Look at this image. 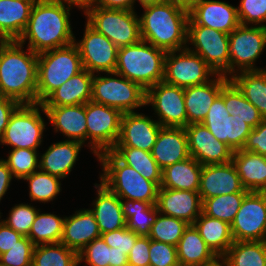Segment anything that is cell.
<instances>
[{"mask_svg": "<svg viewBox=\"0 0 266 266\" xmlns=\"http://www.w3.org/2000/svg\"><path fill=\"white\" fill-rule=\"evenodd\" d=\"M70 10L54 0H36L23 34L17 40L40 54L75 42L70 24Z\"/></svg>", "mask_w": 266, "mask_h": 266, "instance_id": "1", "label": "cell"}, {"mask_svg": "<svg viewBox=\"0 0 266 266\" xmlns=\"http://www.w3.org/2000/svg\"><path fill=\"white\" fill-rule=\"evenodd\" d=\"M17 40L0 41V94L19 104L37 103L38 54Z\"/></svg>", "mask_w": 266, "mask_h": 266, "instance_id": "2", "label": "cell"}, {"mask_svg": "<svg viewBox=\"0 0 266 266\" xmlns=\"http://www.w3.org/2000/svg\"><path fill=\"white\" fill-rule=\"evenodd\" d=\"M141 39L162 50L187 48L189 12L167 1L143 8Z\"/></svg>", "mask_w": 266, "mask_h": 266, "instance_id": "3", "label": "cell"}, {"mask_svg": "<svg viewBox=\"0 0 266 266\" xmlns=\"http://www.w3.org/2000/svg\"><path fill=\"white\" fill-rule=\"evenodd\" d=\"M166 51L139 42L118 48L115 72L148 90L163 81Z\"/></svg>", "mask_w": 266, "mask_h": 266, "instance_id": "4", "label": "cell"}, {"mask_svg": "<svg viewBox=\"0 0 266 266\" xmlns=\"http://www.w3.org/2000/svg\"><path fill=\"white\" fill-rule=\"evenodd\" d=\"M102 165L100 182L120 199L156 204L159 187L145 179L134 168L123 163L112 151L97 156Z\"/></svg>", "mask_w": 266, "mask_h": 266, "instance_id": "5", "label": "cell"}, {"mask_svg": "<svg viewBox=\"0 0 266 266\" xmlns=\"http://www.w3.org/2000/svg\"><path fill=\"white\" fill-rule=\"evenodd\" d=\"M83 69L75 43L38 54L37 103Z\"/></svg>", "mask_w": 266, "mask_h": 266, "instance_id": "6", "label": "cell"}, {"mask_svg": "<svg viewBox=\"0 0 266 266\" xmlns=\"http://www.w3.org/2000/svg\"><path fill=\"white\" fill-rule=\"evenodd\" d=\"M105 74L106 76L101 74L93 76L92 101L117 108L122 113L135 112V109L146 106V90L139 84L116 72H105Z\"/></svg>", "mask_w": 266, "mask_h": 266, "instance_id": "7", "label": "cell"}, {"mask_svg": "<svg viewBox=\"0 0 266 266\" xmlns=\"http://www.w3.org/2000/svg\"><path fill=\"white\" fill-rule=\"evenodd\" d=\"M40 111L45 112L40 103L20 104L9 118L4 134L0 138L1 145H9L12 149L38 150L46 129Z\"/></svg>", "mask_w": 266, "mask_h": 266, "instance_id": "8", "label": "cell"}, {"mask_svg": "<svg viewBox=\"0 0 266 266\" xmlns=\"http://www.w3.org/2000/svg\"><path fill=\"white\" fill-rule=\"evenodd\" d=\"M86 22L118 48L141 40L139 16L135 11L93 7Z\"/></svg>", "mask_w": 266, "mask_h": 266, "instance_id": "9", "label": "cell"}, {"mask_svg": "<svg viewBox=\"0 0 266 266\" xmlns=\"http://www.w3.org/2000/svg\"><path fill=\"white\" fill-rule=\"evenodd\" d=\"M88 146L95 156L111 151L120 136L122 112L92 100L85 104Z\"/></svg>", "mask_w": 266, "mask_h": 266, "instance_id": "10", "label": "cell"}, {"mask_svg": "<svg viewBox=\"0 0 266 266\" xmlns=\"http://www.w3.org/2000/svg\"><path fill=\"white\" fill-rule=\"evenodd\" d=\"M266 47V27L239 25L229 34V78L242 71H259L255 63Z\"/></svg>", "mask_w": 266, "mask_h": 266, "instance_id": "11", "label": "cell"}, {"mask_svg": "<svg viewBox=\"0 0 266 266\" xmlns=\"http://www.w3.org/2000/svg\"><path fill=\"white\" fill-rule=\"evenodd\" d=\"M187 48L201 56L216 72L229 78V34L197 25L190 17L188 20Z\"/></svg>", "mask_w": 266, "mask_h": 266, "instance_id": "12", "label": "cell"}, {"mask_svg": "<svg viewBox=\"0 0 266 266\" xmlns=\"http://www.w3.org/2000/svg\"><path fill=\"white\" fill-rule=\"evenodd\" d=\"M216 75L201 56L188 48L166 53L163 82L167 84L187 88L205 84Z\"/></svg>", "mask_w": 266, "mask_h": 266, "instance_id": "13", "label": "cell"}, {"mask_svg": "<svg viewBox=\"0 0 266 266\" xmlns=\"http://www.w3.org/2000/svg\"><path fill=\"white\" fill-rule=\"evenodd\" d=\"M234 241H266V192H249L231 224Z\"/></svg>", "mask_w": 266, "mask_h": 266, "instance_id": "14", "label": "cell"}, {"mask_svg": "<svg viewBox=\"0 0 266 266\" xmlns=\"http://www.w3.org/2000/svg\"><path fill=\"white\" fill-rule=\"evenodd\" d=\"M147 105L152 106L162 127L187 126L184 88L158 82L146 91Z\"/></svg>", "mask_w": 266, "mask_h": 266, "instance_id": "15", "label": "cell"}, {"mask_svg": "<svg viewBox=\"0 0 266 266\" xmlns=\"http://www.w3.org/2000/svg\"><path fill=\"white\" fill-rule=\"evenodd\" d=\"M83 35L80 41L74 42L79 49L83 68L93 74L115 72L118 47L87 22Z\"/></svg>", "mask_w": 266, "mask_h": 266, "instance_id": "16", "label": "cell"}, {"mask_svg": "<svg viewBox=\"0 0 266 266\" xmlns=\"http://www.w3.org/2000/svg\"><path fill=\"white\" fill-rule=\"evenodd\" d=\"M202 124L216 139L227 144L233 151L242 150L253 129L246 122L233 119L220 94L213 101Z\"/></svg>", "mask_w": 266, "mask_h": 266, "instance_id": "17", "label": "cell"}, {"mask_svg": "<svg viewBox=\"0 0 266 266\" xmlns=\"http://www.w3.org/2000/svg\"><path fill=\"white\" fill-rule=\"evenodd\" d=\"M190 156L201 165L225 164L232 161L233 150L216 139L202 123L185 127Z\"/></svg>", "mask_w": 266, "mask_h": 266, "instance_id": "18", "label": "cell"}, {"mask_svg": "<svg viewBox=\"0 0 266 266\" xmlns=\"http://www.w3.org/2000/svg\"><path fill=\"white\" fill-rule=\"evenodd\" d=\"M161 127L157 120L143 113H123L120 136L115 147H132L151 152Z\"/></svg>", "mask_w": 266, "mask_h": 266, "instance_id": "19", "label": "cell"}, {"mask_svg": "<svg viewBox=\"0 0 266 266\" xmlns=\"http://www.w3.org/2000/svg\"><path fill=\"white\" fill-rule=\"evenodd\" d=\"M198 192L203 201L220 195L249 191L243 187L237 169L231 161L225 164L203 165Z\"/></svg>", "mask_w": 266, "mask_h": 266, "instance_id": "20", "label": "cell"}, {"mask_svg": "<svg viewBox=\"0 0 266 266\" xmlns=\"http://www.w3.org/2000/svg\"><path fill=\"white\" fill-rule=\"evenodd\" d=\"M156 207L159 213L182 219L188 224L202 213V201L199 192L159 187Z\"/></svg>", "mask_w": 266, "mask_h": 266, "instance_id": "21", "label": "cell"}, {"mask_svg": "<svg viewBox=\"0 0 266 266\" xmlns=\"http://www.w3.org/2000/svg\"><path fill=\"white\" fill-rule=\"evenodd\" d=\"M189 17L197 24L230 34L239 25L237 7L219 0H201Z\"/></svg>", "mask_w": 266, "mask_h": 266, "instance_id": "22", "label": "cell"}, {"mask_svg": "<svg viewBox=\"0 0 266 266\" xmlns=\"http://www.w3.org/2000/svg\"><path fill=\"white\" fill-rule=\"evenodd\" d=\"M229 80V78L217 74L205 84L184 88L187 125L203 122L213 101Z\"/></svg>", "mask_w": 266, "mask_h": 266, "instance_id": "23", "label": "cell"}, {"mask_svg": "<svg viewBox=\"0 0 266 266\" xmlns=\"http://www.w3.org/2000/svg\"><path fill=\"white\" fill-rule=\"evenodd\" d=\"M151 154L161 170L189 158L190 153L185 128L161 127Z\"/></svg>", "mask_w": 266, "mask_h": 266, "instance_id": "24", "label": "cell"}, {"mask_svg": "<svg viewBox=\"0 0 266 266\" xmlns=\"http://www.w3.org/2000/svg\"><path fill=\"white\" fill-rule=\"evenodd\" d=\"M45 116L54 126V132H60L66 140L86 144L87 126L85 104L73 106L44 107Z\"/></svg>", "mask_w": 266, "mask_h": 266, "instance_id": "25", "label": "cell"}, {"mask_svg": "<svg viewBox=\"0 0 266 266\" xmlns=\"http://www.w3.org/2000/svg\"><path fill=\"white\" fill-rule=\"evenodd\" d=\"M96 219L90 209H80L65 216L60 243L79 253L87 244L100 237Z\"/></svg>", "mask_w": 266, "mask_h": 266, "instance_id": "26", "label": "cell"}, {"mask_svg": "<svg viewBox=\"0 0 266 266\" xmlns=\"http://www.w3.org/2000/svg\"><path fill=\"white\" fill-rule=\"evenodd\" d=\"M97 197L93 200V208H89L97 221L101 234L124 228L126 220L121 199L110 191L103 183L94 184Z\"/></svg>", "mask_w": 266, "mask_h": 266, "instance_id": "27", "label": "cell"}, {"mask_svg": "<svg viewBox=\"0 0 266 266\" xmlns=\"http://www.w3.org/2000/svg\"><path fill=\"white\" fill-rule=\"evenodd\" d=\"M83 145L70 140L53 143L40 155L39 169L61 179L66 178L78 161Z\"/></svg>", "mask_w": 266, "mask_h": 266, "instance_id": "28", "label": "cell"}, {"mask_svg": "<svg viewBox=\"0 0 266 266\" xmlns=\"http://www.w3.org/2000/svg\"><path fill=\"white\" fill-rule=\"evenodd\" d=\"M93 76V73L83 69L54 90L41 103L42 106L59 107L86 104L91 100Z\"/></svg>", "mask_w": 266, "mask_h": 266, "instance_id": "29", "label": "cell"}, {"mask_svg": "<svg viewBox=\"0 0 266 266\" xmlns=\"http://www.w3.org/2000/svg\"><path fill=\"white\" fill-rule=\"evenodd\" d=\"M176 248L180 266H212L220 260L193 224L185 229Z\"/></svg>", "mask_w": 266, "mask_h": 266, "instance_id": "30", "label": "cell"}, {"mask_svg": "<svg viewBox=\"0 0 266 266\" xmlns=\"http://www.w3.org/2000/svg\"><path fill=\"white\" fill-rule=\"evenodd\" d=\"M36 0H0V41L18 40Z\"/></svg>", "mask_w": 266, "mask_h": 266, "instance_id": "31", "label": "cell"}, {"mask_svg": "<svg viewBox=\"0 0 266 266\" xmlns=\"http://www.w3.org/2000/svg\"><path fill=\"white\" fill-rule=\"evenodd\" d=\"M232 162L247 191L266 192V156L245 150H236L233 151Z\"/></svg>", "mask_w": 266, "mask_h": 266, "instance_id": "32", "label": "cell"}, {"mask_svg": "<svg viewBox=\"0 0 266 266\" xmlns=\"http://www.w3.org/2000/svg\"><path fill=\"white\" fill-rule=\"evenodd\" d=\"M202 167L191 156L167 166L162 170L160 187L198 192Z\"/></svg>", "mask_w": 266, "mask_h": 266, "instance_id": "33", "label": "cell"}, {"mask_svg": "<svg viewBox=\"0 0 266 266\" xmlns=\"http://www.w3.org/2000/svg\"><path fill=\"white\" fill-rule=\"evenodd\" d=\"M193 225L198 230L200 236L212 251L221 258L234 243L231 225L205 215L203 212L194 221Z\"/></svg>", "mask_w": 266, "mask_h": 266, "instance_id": "34", "label": "cell"}, {"mask_svg": "<svg viewBox=\"0 0 266 266\" xmlns=\"http://www.w3.org/2000/svg\"><path fill=\"white\" fill-rule=\"evenodd\" d=\"M220 95L224 99L226 110L234 120L244 121L254 129L264 119L231 80L222 87Z\"/></svg>", "mask_w": 266, "mask_h": 266, "instance_id": "35", "label": "cell"}, {"mask_svg": "<svg viewBox=\"0 0 266 266\" xmlns=\"http://www.w3.org/2000/svg\"><path fill=\"white\" fill-rule=\"evenodd\" d=\"M266 119V69L242 71L229 78Z\"/></svg>", "mask_w": 266, "mask_h": 266, "instance_id": "36", "label": "cell"}, {"mask_svg": "<svg viewBox=\"0 0 266 266\" xmlns=\"http://www.w3.org/2000/svg\"><path fill=\"white\" fill-rule=\"evenodd\" d=\"M220 259L226 266H266V241H234Z\"/></svg>", "mask_w": 266, "mask_h": 266, "instance_id": "37", "label": "cell"}, {"mask_svg": "<svg viewBox=\"0 0 266 266\" xmlns=\"http://www.w3.org/2000/svg\"><path fill=\"white\" fill-rule=\"evenodd\" d=\"M126 227L139 236H148L159 211L156 204L139 200L121 199Z\"/></svg>", "mask_w": 266, "mask_h": 266, "instance_id": "38", "label": "cell"}, {"mask_svg": "<svg viewBox=\"0 0 266 266\" xmlns=\"http://www.w3.org/2000/svg\"><path fill=\"white\" fill-rule=\"evenodd\" d=\"M111 151L145 179L153 181L158 187L161 186L162 170L152 157L151 152L132 147H114Z\"/></svg>", "mask_w": 266, "mask_h": 266, "instance_id": "39", "label": "cell"}, {"mask_svg": "<svg viewBox=\"0 0 266 266\" xmlns=\"http://www.w3.org/2000/svg\"><path fill=\"white\" fill-rule=\"evenodd\" d=\"M64 219L65 217L62 218L51 213H41L38 210L27 237L35 246L60 243L63 234Z\"/></svg>", "mask_w": 266, "mask_h": 266, "instance_id": "40", "label": "cell"}, {"mask_svg": "<svg viewBox=\"0 0 266 266\" xmlns=\"http://www.w3.org/2000/svg\"><path fill=\"white\" fill-rule=\"evenodd\" d=\"M32 266H79L78 253L62 243L36 245Z\"/></svg>", "mask_w": 266, "mask_h": 266, "instance_id": "41", "label": "cell"}, {"mask_svg": "<svg viewBox=\"0 0 266 266\" xmlns=\"http://www.w3.org/2000/svg\"><path fill=\"white\" fill-rule=\"evenodd\" d=\"M248 193L249 192H235L204 199L202 201V212L205 215L217 218L231 225L244 197Z\"/></svg>", "mask_w": 266, "mask_h": 266, "instance_id": "42", "label": "cell"}, {"mask_svg": "<svg viewBox=\"0 0 266 266\" xmlns=\"http://www.w3.org/2000/svg\"><path fill=\"white\" fill-rule=\"evenodd\" d=\"M23 180L28 182L31 201H39L45 204L53 201L61 192V178L40 169Z\"/></svg>", "mask_w": 266, "mask_h": 266, "instance_id": "43", "label": "cell"}, {"mask_svg": "<svg viewBox=\"0 0 266 266\" xmlns=\"http://www.w3.org/2000/svg\"><path fill=\"white\" fill-rule=\"evenodd\" d=\"M188 225L182 219L159 213L155 223L151 226L148 237L158 242L177 246Z\"/></svg>", "mask_w": 266, "mask_h": 266, "instance_id": "44", "label": "cell"}, {"mask_svg": "<svg viewBox=\"0 0 266 266\" xmlns=\"http://www.w3.org/2000/svg\"><path fill=\"white\" fill-rule=\"evenodd\" d=\"M8 154L7 159L2 160L9 167L15 180H23L34 171L39 170L40 156L37 150L26 148L11 149Z\"/></svg>", "mask_w": 266, "mask_h": 266, "instance_id": "45", "label": "cell"}, {"mask_svg": "<svg viewBox=\"0 0 266 266\" xmlns=\"http://www.w3.org/2000/svg\"><path fill=\"white\" fill-rule=\"evenodd\" d=\"M38 210L31 204L19 203L11 208L9 217L1 221L23 236H28Z\"/></svg>", "mask_w": 266, "mask_h": 266, "instance_id": "46", "label": "cell"}, {"mask_svg": "<svg viewBox=\"0 0 266 266\" xmlns=\"http://www.w3.org/2000/svg\"><path fill=\"white\" fill-rule=\"evenodd\" d=\"M112 247H109L102 237H98L87 244L79 253V264L84 261L89 266H109Z\"/></svg>", "mask_w": 266, "mask_h": 266, "instance_id": "47", "label": "cell"}, {"mask_svg": "<svg viewBox=\"0 0 266 266\" xmlns=\"http://www.w3.org/2000/svg\"><path fill=\"white\" fill-rule=\"evenodd\" d=\"M34 244L24 236L10 250L0 255L2 266H32Z\"/></svg>", "mask_w": 266, "mask_h": 266, "instance_id": "48", "label": "cell"}, {"mask_svg": "<svg viewBox=\"0 0 266 266\" xmlns=\"http://www.w3.org/2000/svg\"><path fill=\"white\" fill-rule=\"evenodd\" d=\"M237 12L241 25L266 27V0H241Z\"/></svg>", "mask_w": 266, "mask_h": 266, "instance_id": "49", "label": "cell"}, {"mask_svg": "<svg viewBox=\"0 0 266 266\" xmlns=\"http://www.w3.org/2000/svg\"><path fill=\"white\" fill-rule=\"evenodd\" d=\"M150 266H180L176 246L150 239Z\"/></svg>", "mask_w": 266, "mask_h": 266, "instance_id": "50", "label": "cell"}, {"mask_svg": "<svg viewBox=\"0 0 266 266\" xmlns=\"http://www.w3.org/2000/svg\"><path fill=\"white\" fill-rule=\"evenodd\" d=\"M101 237L109 247H117L128 256L139 235L125 226L124 228L101 234Z\"/></svg>", "mask_w": 266, "mask_h": 266, "instance_id": "51", "label": "cell"}, {"mask_svg": "<svg viewBox=\"0 0 266 266\" xmlns=\"http://www.w3.org/2000/svg\"><path fill=\"white\" fill-rule=\"evenodd\" d=\"M242 150L266 156V119L252 129Z\"/></svg>", "mask_w": 266, "mask_h": 266, "instance_id": "52", "label": "cell"}, {"mask_svg": "<svg viewBox=\"0 0 266 266\" xmlns=\"http://www.w3.org/2000/svg\"><path fill=\"white\" fill-rule=\"evenodd\" d=\"M150 238L139 236L128 255L129 266H150Z\"/></svg>", "mask_w": 266, "mask_h": 266, "instance_id": "53", "label": "cell"}, {"mask_svg": "<svg viewBox=\"0 0 266 266\" xmlns=\"http://www.w3.org/2000/svg\"><path fill=\"white\" fill-rule=\"evenodd\" d=\"M24 236L0 220V255L10 250Z\"/></svg>", "mask_w": 266, "mask_h": 266, "instance_id": "54", "label": "cell"}, {"mask_svg": "<svg viewBox=\"0 0 266 266\" xmlns=\"http://www.w3.org/2000/svg\"><path fill=\"white\" fill-rule=\"evenodd\" d=\"M19 105L17 101L0 94V138L4 134L11 114Z\"/></svg>", "mask_w": 266, "mask_h": 266, "instance_id": "55", "label": "cell"}, {"mask_svg": "<svg viewBox=\"0 0 266 266\" xmlns=\"http://www.w3.org/2000/svg\"><path fill=\"white\" fill-rule=\"evenodd\" d=\"M135 0H96L94 7L134 11Z\"/></svg>", "mask_w": 266, "mask_h": 266, "instance_id": "56", "label": "cell"}, {"mask_svg": "<svg viewBox=\"0 0 266 266\" xmlns=\"http://www.w3.org/2000/svg\"><path fill=\"white\" fill-rule=\"evenodd\" d=\"M13 178L14 176L7 164L0 159V202L10 187Z\"/></svg>", "mask_w": 266, "mask_h": 266, "instance_id": "57", "label": "cell"}, {"mask_svg": "<svg viewBox=\"0 0 266 266\" xmlns=\"http://www.w3.org/2000/svg\"><path fill=\"white\" fill-rule=\"evenodd\" d=\"M54 1L59 2L60 4L66 6L69 9H71L74 5L77 8L82 9L84 15H86L95 6L96 3V0H54Z\"/></svg>", "mask_w": 266, "mask_h": 266, "instance_id": "58", "label": "cell"}, {"mask_svg": "<svg viewBox=\"0 0 266 266\" xmlns=\"http://www.w3.org/2000/svg\"><path fill=\"white\" fill-rule=\"evenodd\" d=\"M109 266H129L128 256L117 247H112V256Z\"/></svg>", "mask_w": 266, "mask_h": 266, "instance_id": "59", "label": "cell"}, {"mask_svg": "<svg viewBox=\"0 0 266 266\" xmlns=\"http://www.w3.org/2000/svg\"><path fill=\"white\" fill-rule=\"evenodd\" d=\"M176 6L181 7L190 12L201 0H169Z\"/></svg>", "mask_w": 266, "mask_h": 266, "instance_id": "60", "label": "cell"}, {"mask_svg": "<svg viewBox=\"0 0 266 266\" xmlns=\"http://www.w3.org/2000/svg\"><path fill=\"white\" fill-rule=\"evenodd\" d=\"M167 1H169V0H137V2L141 4L142 8L152 6L155 4H161V3H164Z\"/></svg>", "mask_w": 266, "mask_h": 266, "instance_id": "61", "label": "cell"}, {"mask_svg": "<svg viewBox=\"0 0 266 266\" xmlns=\"http://www.w3.org/2000/svg\"><path fill=\"white\" fill-rule=\"evenodd\" d=\"M212 266H226L222 261H221V259L217 262V263H215L214 265H212Z\"/></svg>", "mask_w": 266, "mask_h": 266, "instance_id": "62", "label": "cell"}]
</instances>
